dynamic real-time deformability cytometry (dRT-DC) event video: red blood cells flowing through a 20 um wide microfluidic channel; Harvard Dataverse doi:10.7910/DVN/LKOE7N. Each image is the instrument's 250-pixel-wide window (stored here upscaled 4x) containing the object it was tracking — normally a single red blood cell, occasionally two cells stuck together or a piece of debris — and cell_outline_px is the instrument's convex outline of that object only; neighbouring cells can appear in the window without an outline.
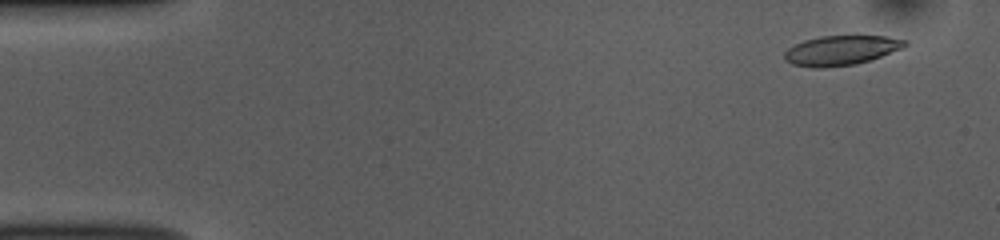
{"species": "common noctule bat (a hibernating species)", "species_latin": "Nyctalus noctula", "temperature_condition": "room temperature", "stored_images_in_passage": 42, "camera_frame_rate_fps": 3000, "um_per_image_px": 0.085, "animal": {"sex": "female", "body_mass_g": 10.0, "forearm_length_mm": 53.1}, "frame": {"image": 1, "passage_image": 4, "time_ms": 1.0, "image_size_px": [1000, 240], "cell_outline_px": [[908, 44], [904, 48], [856, 64], [820, 68], [812, 68], [792, 64], [784, 60], [784, 52], [788, 48], [804, 40], [820, 36], [884, 36], [908, 40]], "centroid_in_image_um": [71.48, 4.28], "position_along_channel_um": 13.5, "area_um2": 20.81}}
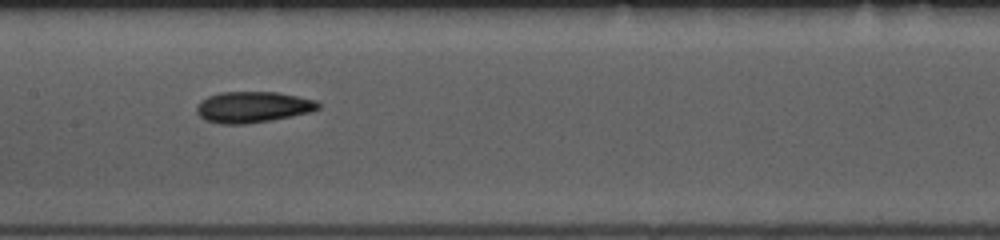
{"frame": {"image": 2, "passage_image": 26, "time_ms": 8.333, "image_size_px": [1000, 240], "cell_outline_px": [[320, 108], [312, 112], [272, 120], [244, 124], [220, 124], [204, 120], [196, 112], [196, 108], [200, 100], [208, 96], [220, 92], [276, 92], [316, 100], [320, 104]], "centroid_in_image_um": [21.48, 9.1], "position_along_channel_um": 185.9, "area_um2": 22.14}}
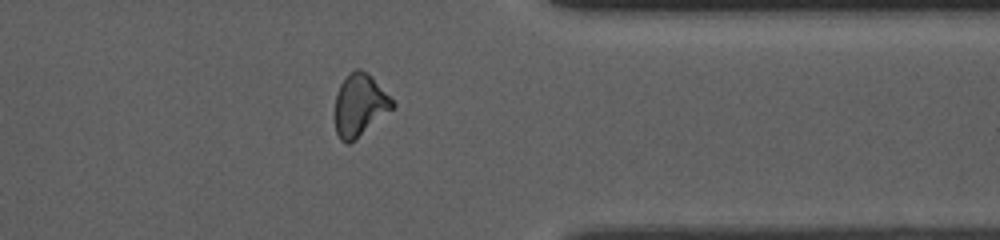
{"frame": {"image": 3, "passage_image": 42, "time_ms": 13.667, "image_size_px": [1000, 240], "cell_outline_px": [[396, 104], [392, 108], [356, 140], [348, 144], [344, 144], [340, 140], [336, 132], [332, 116], [336, 92], [340, 84], [348, 72], [356, 68], [360, 68], [372, 76]], "centroid_in_image_um": [30.5, 8.94], "position_along_channel_um": 380.9, "area_um2": 21.39}, "authors_computed_cell_mechanics": {"area_um2": 21.4438, "velocity_mm_per_s": 3.8358, "shape_relaxation_time_tau1_ms": 6.7027, "shape_relaxation_time_tau2_ms": 2.8902, "deformation_change_tau1": 0.1746, "deformation_change_tau2": 0.0863}}